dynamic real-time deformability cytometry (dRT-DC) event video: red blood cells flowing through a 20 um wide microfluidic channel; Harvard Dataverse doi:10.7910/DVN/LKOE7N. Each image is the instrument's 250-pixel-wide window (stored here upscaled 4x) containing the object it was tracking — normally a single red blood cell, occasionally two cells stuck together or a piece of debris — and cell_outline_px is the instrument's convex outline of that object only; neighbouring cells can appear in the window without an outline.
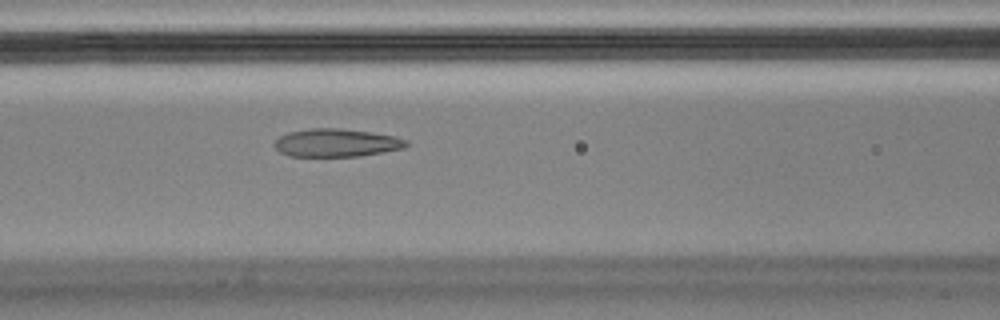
{"species": "Egyptian fruit bat (a non-hibernating species)", "species_latin": "Rousettus aegyptiacus", "temperature_condition": "cold", "stored_images_in_passage": 44, "camera_frame_rate_fps": 3000, "um_per_image_px": 0.085, "animal": {"sex": "male"}, "frame": {"image": 1, "passage_image": 18, "time_ms": 5.667, "image_size_px": [1000, 320], "cell_outline_px": [[408, 144], [404, 148], [384, 152], [360, 156], [288, 156], [280, 152], [272, 144], [280, 136], [288, 132], [308, 128], [340, 128], [396, 136], [408, 140]], "centroid_in_image_um": [28.59, 12.14], "position_along_channel_um": 138.0, "area_um2": 21.62}}
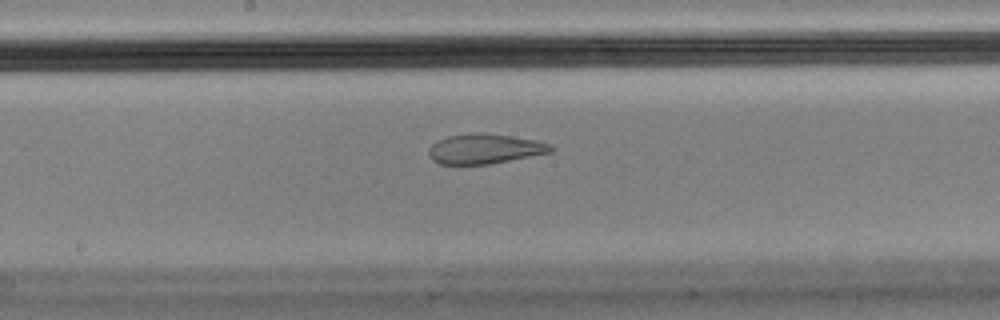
{"frame": {"image": 2, "passage_image": 24, "time_ms": 7.667, "image_size_px": [1000, 320], "cell_outline_px": [[556, 148], [552, 152], [488, 164], [440, 164], [432, 160], [428, 152], [428, 148], [436, 140], [448, 136], [476, 132], [484, 132], [512, 136], [536, 140], [552, 144]], "centroid_in_image_um": [41.21, 12.63], "position_along_channel_um": 207.0, "area_um2": 21.44}}
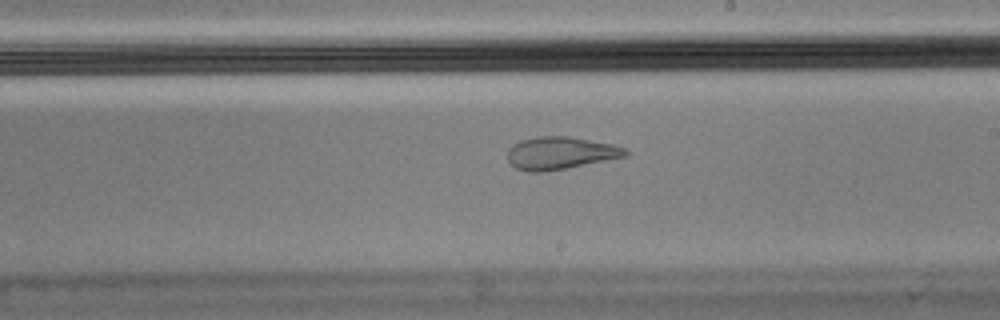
{"frame": {"image": 3, "passage_image": 27, "time_ms": 8.667, "image_size_px": [1000, 320], "cell_outline_px": [[628, 156], [544, 172], [528, 172], [516, 168], [508, 160], [508, 148], [512, 144], [520, 140], [536, 136], [568, 136], [612, 144], [628, 148]], "centroid_in_image_um": [47.62, 13.0], "position_along_channel_um": 241.4, "area_um2": 22.43}, "authors_computed_cell_mechanics": {"area_um2": 22.8599, "velocity_mm_per_s": 3.4493, "shape_relaxation_time_tau1_ms": null, "shape_relaxation_time_tau2_ms": 1.8016, "deformation_change_tau1": null, "deformation_change_tau2": 0.0754}}